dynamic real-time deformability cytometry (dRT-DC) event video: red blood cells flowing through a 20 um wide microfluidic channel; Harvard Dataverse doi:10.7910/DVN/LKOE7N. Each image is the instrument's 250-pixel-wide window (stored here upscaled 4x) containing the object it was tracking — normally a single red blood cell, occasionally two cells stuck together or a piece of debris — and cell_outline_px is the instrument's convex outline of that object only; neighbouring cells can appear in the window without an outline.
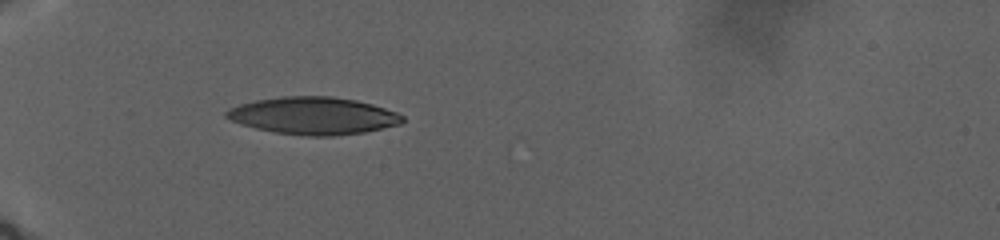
{"species": "human", "species_latin": "Homo sapiens", "temperature_condition": "warm", "stored_images_in_passage": 17, "camera_frame_rate_fps": 3000, "um_per_image_px": 0.085, "donor": {"sex": "male"}, "frame": {"image": 1, "passage_image": 1, "time_ms": 0.0, "image_size_px": [1000, 240], "cell_outline_px": [[404, 120], [400, 124], [364, 132], [332, 136], [308, 136], [276, 132], [256, 128], [240, 124], [224, 116], [224, 112], [228, 108], [240, 104], [256, 100], [280, 96], [332, 96], [356, 100], [372, 104], [396, 112], [404, 116]], "centroid_in_image_um": [26.62, 9.83], "position_along_channel_um": 58.4, "area_um2": 38.26}}
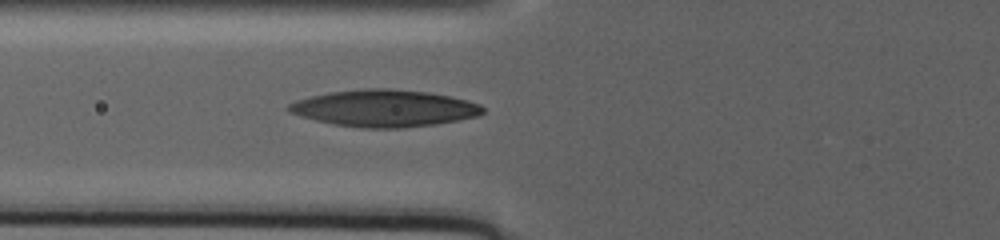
{"frame": {"image": 2, "passage_image": 15, "time_ms": 3.0, "image_size_px": [1000, 240], "cell_outline_px": [[484, 112], [480, 116], [436, 124], [404, 128], [360, 128], [332, 124], [300, 116], [288, 112], [288, 104], [296, 100], [328, 92], [364, 88], [388, 88], [428, 92], [468, 100], [480, 104], [484, 108]], "centroid_in_image_um": [32.67, 9.2], "position_along_channel_um": 93.1, "area_um2": 41.96}}